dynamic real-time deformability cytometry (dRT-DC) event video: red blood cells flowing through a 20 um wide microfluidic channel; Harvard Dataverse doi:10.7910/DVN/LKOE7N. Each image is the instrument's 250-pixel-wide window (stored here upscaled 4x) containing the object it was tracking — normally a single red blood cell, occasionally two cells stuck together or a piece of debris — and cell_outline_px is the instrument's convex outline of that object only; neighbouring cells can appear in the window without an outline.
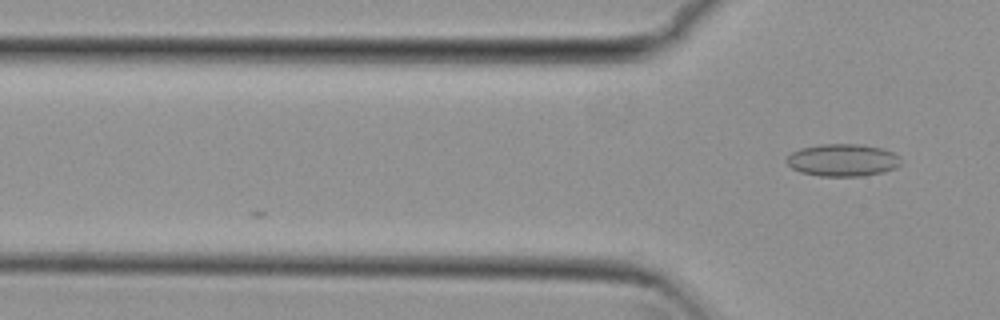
{"species": "common noctule bat (a hibernating species)", "species_latin": "Nyctalus noctula", "temperature_condition": "cold", "stored_images_in_passage": 3, "camera_frame_rate_fps": 3000, "um_per_image_px": 0.085, "animal": {"sex": "female", "body_mass_g": 29.2, "forearm_length_mm": 56.3}, "frame": {"image": 1, "passage_image": 3, "time_ms": 0.667, "image_size_px": [1000, 320], "cell_outline_px": [[900, 164], [896, 168], [880, 172], [860, 176], [820, 176], [800, 172], [792, 168], [784, 160], [792, 152], [800, 148], [820, 144], [860, 144], [880, 148], [892, 152], [900, 156]], "centroid_in_image_um": [71.6, 13.6], "position_along_channel_um": 54.2, "area_um2": 21.5}}